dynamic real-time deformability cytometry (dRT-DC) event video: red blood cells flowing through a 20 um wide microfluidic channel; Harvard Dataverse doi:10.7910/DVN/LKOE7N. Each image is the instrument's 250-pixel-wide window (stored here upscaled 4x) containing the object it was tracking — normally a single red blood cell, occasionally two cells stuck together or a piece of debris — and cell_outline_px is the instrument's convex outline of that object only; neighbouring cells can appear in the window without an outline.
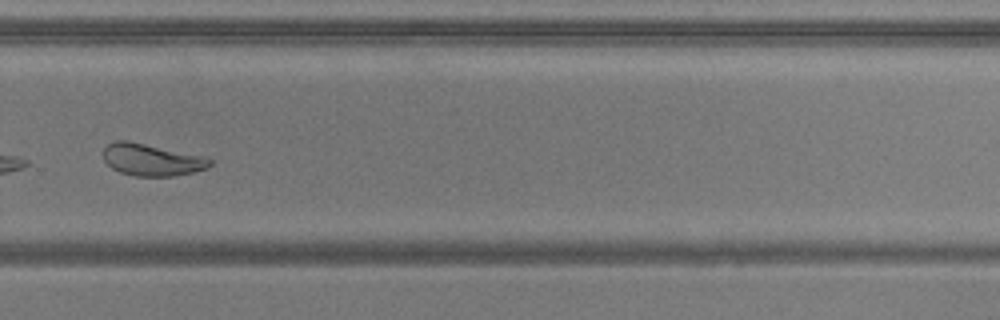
{"species": "common noctule bat (a hibernating species)", "species_latin": "Nyctalus noctula", "temperature_condition": "warm", "stored_images_in_passage": 53, "camera_frame_rate_fps": 3000, "um_per_image_px": 0.085, "animal": {"sex": "male", "body_mass_g": 20.5, "forearm_length_mm": 52.5}, "frame": {"image": 1, "passage_image": 37, "time_ms": 12.0, "image_size_px": [1000, 320], "cell_outline_px": [[212, 164], [208, 168], [192, 172], [172, 176], [136, 176], [120, 172], [112, 168], [104, 160], [104, 148], [112, 140], [128, 140], [204, 156], [212, 160]], "centroid_in_image_um": [12.89, 13.57], "position_along_channel_um": 316.9, "area_um2": 19.88}, "authors_computed_cell_mechanics": {"area_um2": 23.698, "velocity_mm_per_s": 3.8411, "shape_relaxation_time_tau1_ms": 4.1818, "shape_relaxation_time_tau2_ms": 2.8442, "deformation_change_tau1": 0.178, "deformation_change_tau2": 0.0682}}